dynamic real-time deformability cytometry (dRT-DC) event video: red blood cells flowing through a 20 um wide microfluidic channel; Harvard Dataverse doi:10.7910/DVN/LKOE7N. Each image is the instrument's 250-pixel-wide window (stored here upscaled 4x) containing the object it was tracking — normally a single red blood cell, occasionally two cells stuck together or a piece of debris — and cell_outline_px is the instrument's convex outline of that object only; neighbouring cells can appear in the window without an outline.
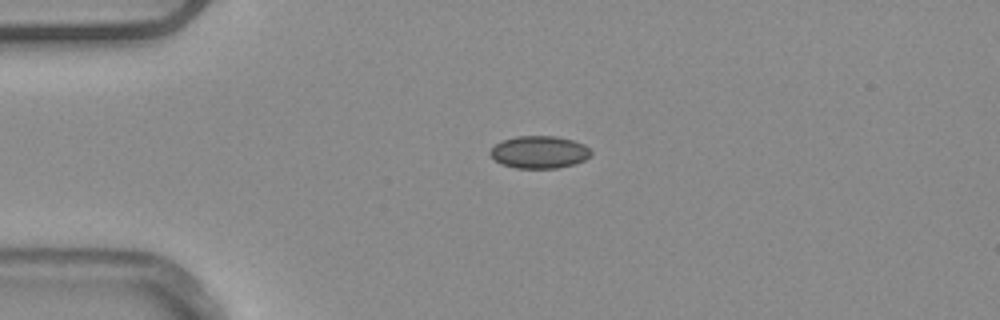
{"species": "common noctule bat (a hibernating species)", "species_latin": "Nyctalus noctula", "temperature_condition": "warm", "stored_images_in_passage": 41, "camera_frame_rate_fps": 3000, "um_per_image_px": 0.085, "animal": {"sex": "male", "body_mass_g": 20.4}, "frame": {"image": 1, "passage_image": 1, "time_ms": 0.0, "image_size_px": [1000, 320], "cell_outline_px": [[592, 156], [584, 160], [572, 164], [556, 168], [516, 168], [500, 164], [488, 152], [496, 144], [504, 140], [516, 136], [556, 136], [572, 140], [584, 144], [592, 152]], "centroid_in_image_um": [45.85, 12.93], "position_along_channel_um": 39.2, "area_um2": 18.96}}
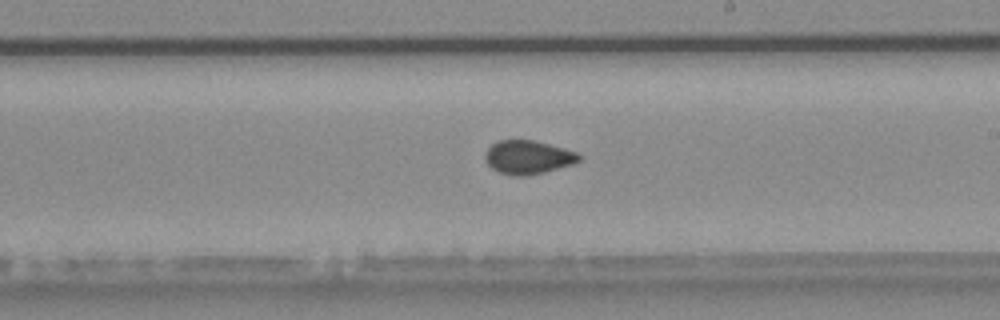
{"frame": {"image": 2, "passage_image": 19, "time_ms": 6.0, "image_size_px": [1000, 320], "cell_outline_px": [[580, 160], [572, 164], [544, 172], [528, 176], [512, 176], [500, 172], [492, 168], [484, 160], [484, 152], [492, 144], [500, 140], [532, 140], [564, 148], [576, 152], [580, 156]], "centroid_in_image_um": [44.84, 13.37], "position_along_channel_um": 244.2, "area_um2": 18.32}}
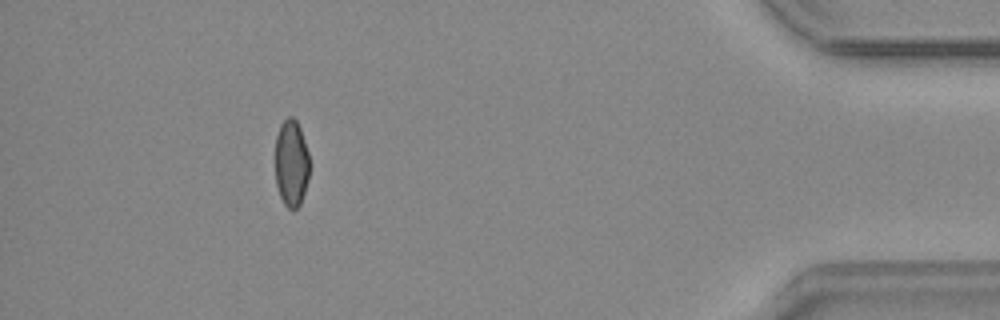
{"frame": {"image": 3, "passage_image": 36, "time_ms": 11.667, "image_size_px": [1000, 320], "cell_outline_px": [[308, 180], [300, 204], [296, 208], [288, 208], [284, 204], [280, 196], [276, 184], [276, 136], [280, 124], [288, 116], [292, 116], [296, 120], [300, 128], [308, 152]], "centroid_in_image_um": [24.75, 13.85], "position_along_channel_um": 410.4, "area_um2": 17.17}, "authors_computed_cell_mechanics": {"area_um2": 18.496, "velocity_mm_per_s": 3.9153, "shape_relaxation_time_tau1_ms": null, "shape_relaxation_time_tau2_ms": 1.6433, "deformation_change_tau1": null, "deformation_change_tau2": 0.0486}}